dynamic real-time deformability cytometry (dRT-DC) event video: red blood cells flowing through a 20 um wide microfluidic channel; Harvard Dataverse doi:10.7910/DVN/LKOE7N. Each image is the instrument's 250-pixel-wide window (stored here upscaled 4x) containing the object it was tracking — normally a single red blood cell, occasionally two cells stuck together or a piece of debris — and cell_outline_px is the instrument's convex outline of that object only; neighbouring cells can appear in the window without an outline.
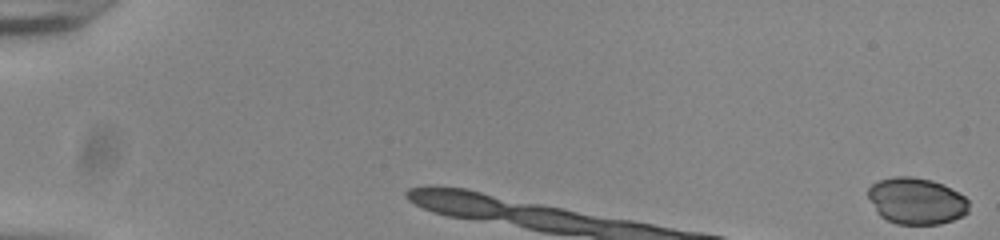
{"species": "common noctule bat (a hibernating species)", "species_latin": "Nyctalus noctula", "temperature_condition": "room temperature", "stored_images_in_passage": 12, "camera_frame_rate_fps": 3000, "um_per_image_px": 0.085, "animal": {"sex": "male", "body_mass_g": 20.0, "forearm_length_mm": 53.3}, "frame": {"image": 1, "passage_image": 1, "time_ms": 0.0, "image_size_px": [1000, 240], "cell_outline_px": [[968, 212], [964, 216], [940, 224], [896, 224], [880, 216], [876, 212], [868, 196], [868, 188], [876, 180], [892, 176], [912, 176], [932, 180], [944, 184], [964, 196], [968, 200]], "centroid_in_image_um": [77.88, 17.07], "position_along_channel_um": 7.1, "area_um2": 27.63}}